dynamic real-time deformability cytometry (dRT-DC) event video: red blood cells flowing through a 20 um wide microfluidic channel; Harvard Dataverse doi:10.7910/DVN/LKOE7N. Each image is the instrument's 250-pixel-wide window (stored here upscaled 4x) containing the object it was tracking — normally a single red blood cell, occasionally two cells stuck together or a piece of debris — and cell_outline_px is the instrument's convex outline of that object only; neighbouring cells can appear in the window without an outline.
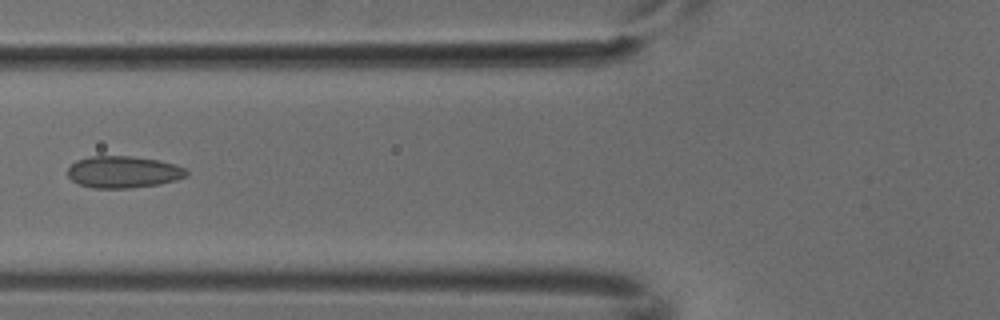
{"species": "common noctule bat (a hibernating species)", "species_latin": "Nyctalus noctula", "temperature_condition": "cold", "stored_images_in_passage": 3, "camera_frame_rate_fps": 3000, "um_per_image_px": 0.085, "animal": {"sex": "male", "body_mass_g": 18.8}, "frame": {"image": 1, "passage_image": 3, "time_ms": 0.667, "image_size_px": [1000, 320], "cell_outline_px": [[188, 176], [176, 180], [160, 184], [128, 188], [92, 188], [80, 184], [72, 180], [68, 176], [68, 168], [76, 160], [88, 156], [132, 156], [160, 160], [184, 168], [188, 172]], "centroid_in_image_um": [10.48, 14.61], "position_along_channel_um": 115.3, "area_um2": 22.08}}